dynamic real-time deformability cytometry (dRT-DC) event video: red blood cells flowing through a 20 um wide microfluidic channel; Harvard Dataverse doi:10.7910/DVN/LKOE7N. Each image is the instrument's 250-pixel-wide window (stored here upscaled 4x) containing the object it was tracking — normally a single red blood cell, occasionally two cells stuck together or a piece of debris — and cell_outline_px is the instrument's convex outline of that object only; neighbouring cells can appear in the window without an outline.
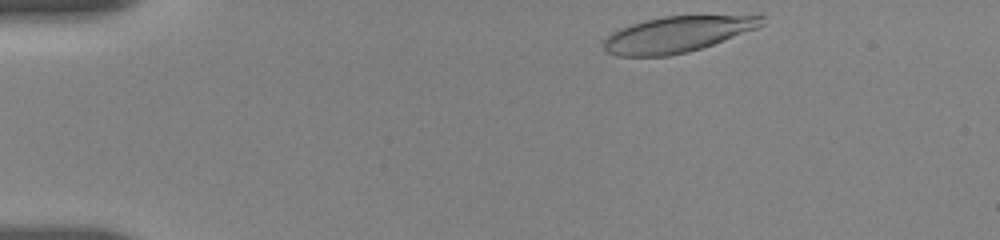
{"species": "human", "species_latin": "Homo sapiens", "temperature_condition": "room temperature", "stored_images_in_passage": 20, "camera_frame_rate_fps": 3000, "um_per_image_px": 0.085, "donor": {"sex": "female"}, "frame": {"image": 1, "passage_image": 1, "time_ms": 0.0, "image_size_px": [1000, 240], "cell_outline_px": [[764, 24], [756, 28], [712, 44], [688, 52], [668, 56], [616, 56], [604, 52], [604, 40], [612, 32], [620, 28], [644, 20], [664, 16], [764, 16]], "centroid_in_image_um": [57.49, 2.93], "position_along_channel_um": 27.5, "area_um2": 32.66}}
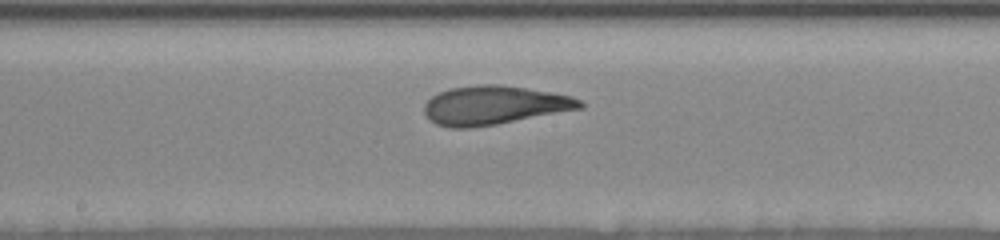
{"frame": {"image": 2, "passage_image": 8, "time_ms": 7.0, "image_size_px": [1000, 240], "cell_outline_px": [[584, 108], [496, 124], [472, 128], [448, 128], [436, 124], [428, 120], [424, 112], [424, 104], [432, 96], [448, 88], [476, 84], [504, 84], [552, 92], [572, 96], [580, 100], [584, 104]], "centroid_in_image_um": [41.98, 8.94], "position_along_channel_um": 206.2, "area_um2": 35.6}}
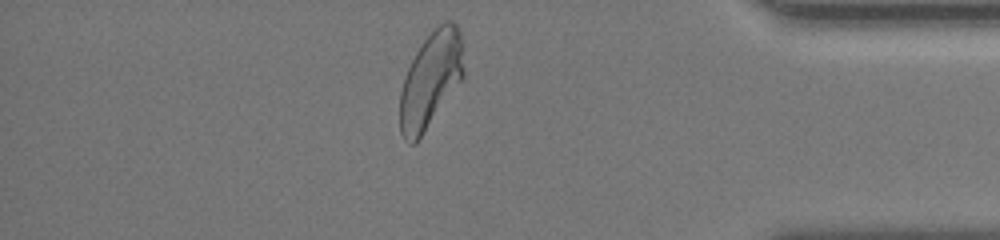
{"frame": {"image": 3, "passage_image": 17, "time_ms": 13.0, "image_size_px": [1000, 240], "cell_outline_px": [[464, 76], [416, 144], [408, 144], [404, 140], [400, 132], [400, 92], [408, 68], [416, 52], [424, 40], [444, 20], [452, 20], [460, 28], [464, 68]], "centroid_in_image_um": [36.61, 6.8], "position_along_channel_um": 398.6, "area_um2": 35.49}, "authors_computed_cell_mechanics": {"area_um2": 34.7956, "velocity_mm_per_s": 3.6359, "shape_relaxation_time_tau1_ms": 3.5211, "shape_relaxation_time_tau2_ms": 0.7442, "deformation_change_tau1": 0.1538, "deformation_change_tau2": 0.0771}}